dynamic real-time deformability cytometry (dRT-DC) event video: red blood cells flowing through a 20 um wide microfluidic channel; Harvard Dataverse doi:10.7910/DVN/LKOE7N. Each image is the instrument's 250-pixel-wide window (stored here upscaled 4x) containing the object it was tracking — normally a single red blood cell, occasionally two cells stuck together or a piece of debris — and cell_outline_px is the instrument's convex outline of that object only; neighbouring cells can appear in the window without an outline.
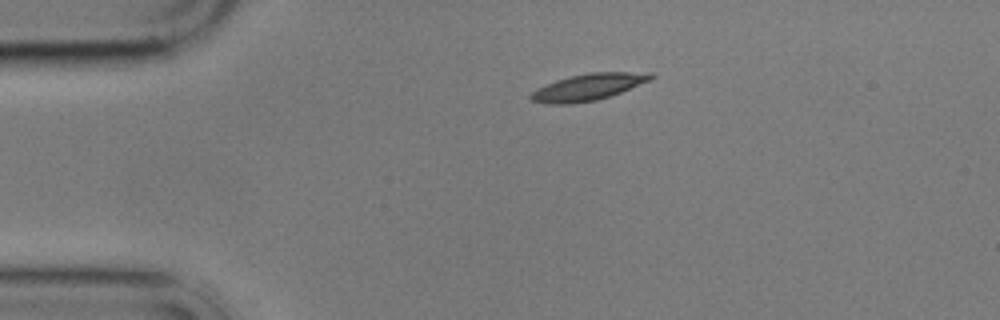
{"species": "common noctule bat (a hibernating species)", "species_latin": "Nyctalus noctula", "temperature_condition": "cold", "stored_images_in_passage": 5, "camera_frame_rate_fps": 3000, "um_per_image_px": 0.085, "animal": {"sex": "male", "body_mass_g": 17.9}, "frame": {"image": 1, "passage_image": 1, "time_ms": 0.0, "image_size_px": [1000, 320], "cell_outline_px": [[656, 76], [648, 80], [620, 92], [596, 100], [568, 104], [548, 104], [532, 100], [528, 96], [536, 88], [556, 80], [588, 72], [652, 72]], "centroid_in_image_um": [49.96, 7.39], "position_along_channel_um": 35.0, "area_um2": 18.38}}
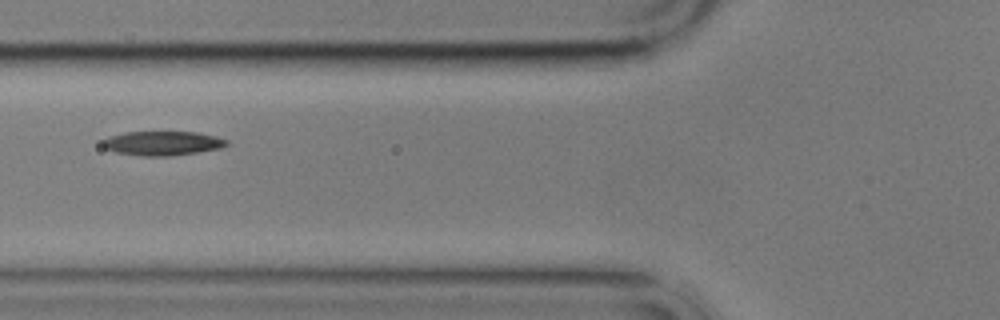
{"frame": {"image": 2, "passage_image": 4, "time_ms": 3.333, "image_size_px": [1000, 320], "cell_outline_px": [[228, 144], [220, 148], [172, 156], [140, 156], [116, 152], [104, 148], [100, 144], [100, 140], [108, 136], [124, 132], [196, 132], [216, 136], [228, 140]], "centroid_in_image_um": [13.74, 12.17], "position_along_channel_um": 112.1, "area_um2": 17.69}}
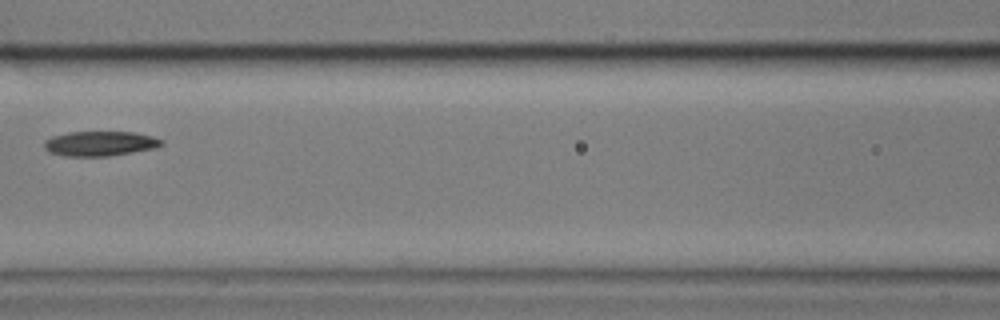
{"frame": {"image": 3, "passage_image": 5, "time_ms": 4.667, "image_size_px": [1000, 320], "cell_outline_px": [[164, 144], [156, 148], [108, 156], [64, 156], [48, 152], [44, 148], [44, 140], [52, 136], [68, 132], [132, 132], [152, 136], [164, 140]], "centroid_in_image_um": [8.49, 12.2], "position_along_channel_um": 158.1, "area_um2": 17.05}}